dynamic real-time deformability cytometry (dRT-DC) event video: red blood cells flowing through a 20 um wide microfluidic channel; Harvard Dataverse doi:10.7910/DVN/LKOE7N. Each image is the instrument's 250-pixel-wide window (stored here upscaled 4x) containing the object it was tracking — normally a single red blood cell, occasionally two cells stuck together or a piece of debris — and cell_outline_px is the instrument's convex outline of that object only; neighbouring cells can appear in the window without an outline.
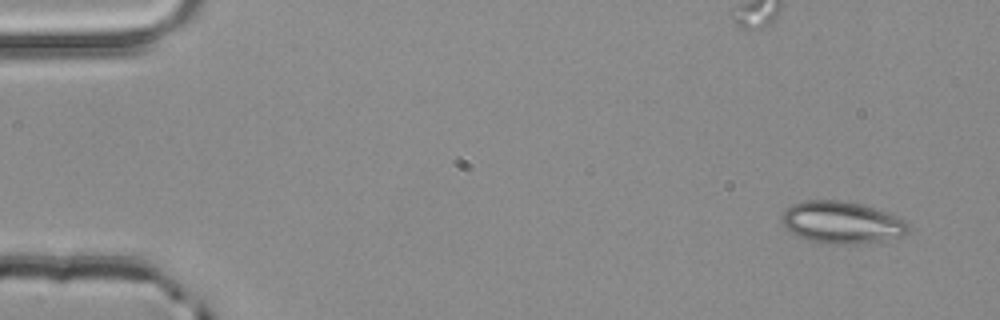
{"species": "common noctule bat (a hibernating species)", "species_latin": "Nyctalus noctula", "temperature_condition": "room temperature", "stored_images_in_passage": 4, "camera_frame_rate_fps": 3000, "um_per_image_px": 0.085, "animal": {"sex": "male", "body_mass_g": 20.4}, "frame": {"image": 1, "passage_image": 1, "time_ms": 0.0, "image_size_px": [1000, 320], "cell_outline_px": [[908, 232], [900, 236], [868, 244], [828, 244], [796, 236], [788, 232], [784, 228], [780, 220], [780, 216], [792, 204], [804, 200], [840, 200], [860, 204], [896, 216], [904, 220], [908, 224]], "centroid_in_image_um": [71.49, 18.92], "position_along_channel_um": 13.5, "area_um2": 31.1}}